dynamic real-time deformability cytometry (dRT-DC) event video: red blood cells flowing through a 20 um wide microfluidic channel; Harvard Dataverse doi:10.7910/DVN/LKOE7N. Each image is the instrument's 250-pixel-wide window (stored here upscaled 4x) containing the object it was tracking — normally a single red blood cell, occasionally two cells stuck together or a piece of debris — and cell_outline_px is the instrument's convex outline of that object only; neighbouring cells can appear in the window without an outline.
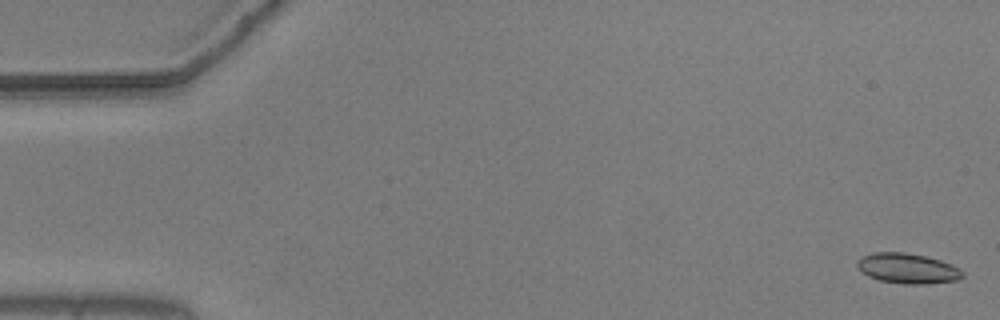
{"species": "common noctule bat (a hibernating species)", "species_latin": "Nyctalus noctula", "temperature_condition": "warm", "stored_images_in_passage": 55, "camera_frame_rate_fps": 3000, "um_per_image_px": 0.085, "animal": {"sex": "male", "body_mass_g": 20.5, "forearm_length_mm": 52.5}, "frame": {"image": 1, "passage_image": 1, "time_ms": 0.0, "image_size_px": [1000, 320], "cell_outline_px": [[964, 276], [956, 280], [928, 284], [904, 284], [880, 280], [868, 276], [860, 272], [856, 264], [856, 260], [860, 256], [872, 252], [904, 252], [924, 256], [940, 260], [952, 264], [960, 268], [964, 272]], "centroid_in_image_um": [77.12, 22.81], "position_along_channel_um": 7.9, "area_um2": 18.79}}
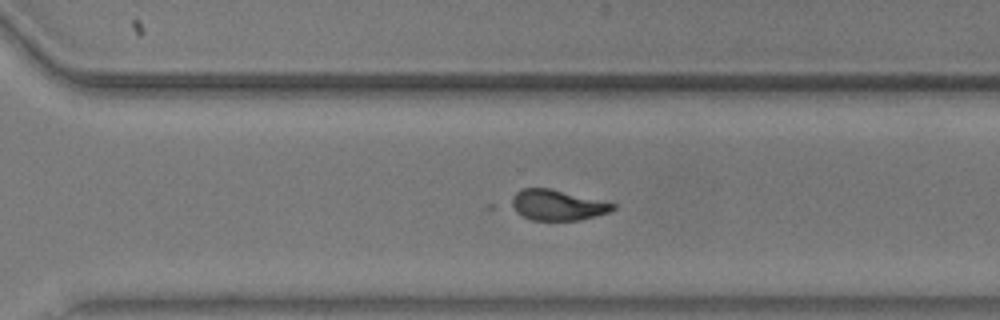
{"frame": {"image": 2, "passage_image": 38, "time_ms": 12.333, "image_size_px": [1000, 320], "cell_outline_px": [[616, 208], [608, 212], [580, 220], [532, 220], [516, 212], [508, 204], [512, 196], [516, 192], [524, 188], [548, 188], [616, 204]], "centroid_in_image_um": [47.31, 17.43], "position_along_channel_um": 323.3, "area_um2": 17.86}}
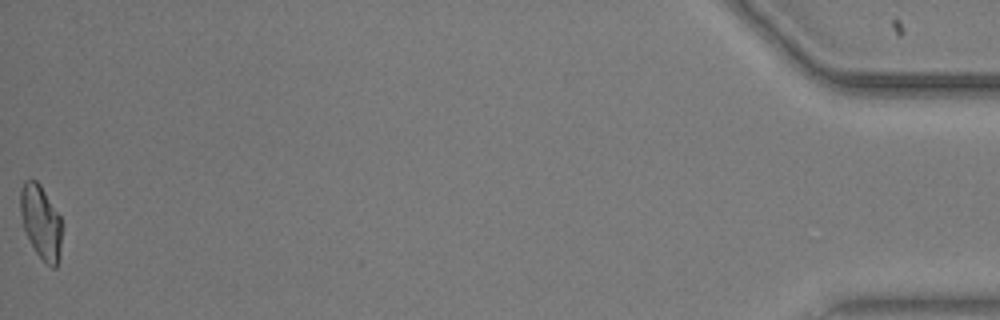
{"frame": {"image": 3, "passage_image": 55, "time_ms": 18.0, "image_size_px": [1000, 320], "cell_outline_px": [[60, 260], [56, 268], [52, 268], [36, 252], [24, 228], [20, 212], [20, 188], [24, 180], [36, 180], [40, 184], [60, 216]], "centroid_in_image_um": [3.47, 18.85], "position_along_channel_um": 431.7, "area_um2": 17.51}, "authors_computed_cell_mechanics": {"area_um2": 18.5538, "velocity_mm_per_s": 3.689, "shape_relaxation_time_tau1_ms": 2.5505, "shape_relaxation_time_tau2_ms": null, "deformation_change_tau1": 0.1402, "deformation_change_tau2": null}}